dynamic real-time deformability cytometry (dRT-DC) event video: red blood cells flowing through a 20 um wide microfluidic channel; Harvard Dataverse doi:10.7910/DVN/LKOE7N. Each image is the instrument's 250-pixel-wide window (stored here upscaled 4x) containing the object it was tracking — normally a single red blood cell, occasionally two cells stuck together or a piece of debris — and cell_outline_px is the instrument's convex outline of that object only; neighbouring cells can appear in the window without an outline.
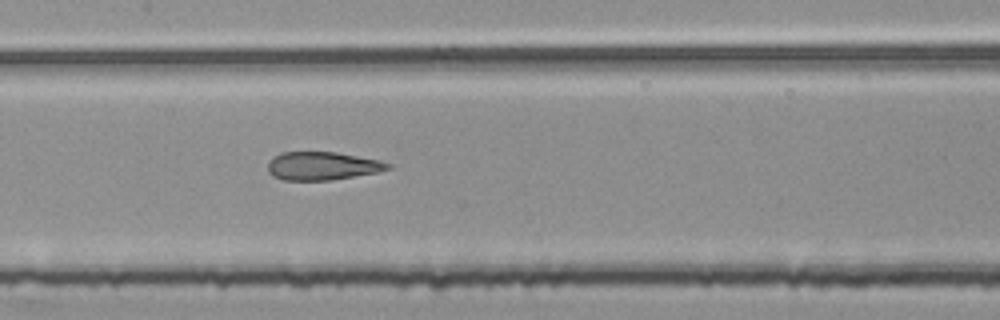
{"species": "common noctule bat (a hibernating species)", "species_latin": "Nyctalus noctula", "temperature_condition": "room temperature", "stored_images_in_passage": 54, "segment_of_instrument_passage": [2, 2], "camera_frame_rate_fps": 3000, "um_per_image_px": 0.085, "animal": {"sex": "female", "body_mass_g": 25.1}, "frame": {"image": 1, "passage_image": 26, "time_ms": 8.333, "image_size_px": [1000, 320], "cell_outline_px": [[392, 168], [376, 172], [328, 180], [284, 180], [272, 176], [268, 172], [268, 164], [272, 156], [280, 152], [336, 152], [380, 160], [392, 164]], "centroid_in_image_um": [27.37, 14.09], "position_along_channel_um": 180.0, "area_um2": 19.71}}
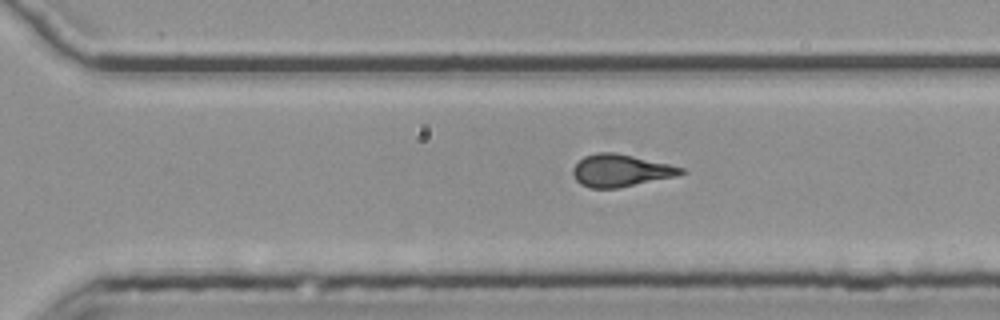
{"frame": {"image": 2, "passage_image": 37, "time_ms": 12.0, "image_size_px": [1000, 320], "cell_outline_px": [[688, 172], [676, 176], [616, 188], [588, 188], [580, 184], [576, 180], [572, 172], [572, 168], [584, 156], [596, 152], [616, 152], [668, 164], [684, 168]], "centroid_in_image_um": [52.74, 14.49], "position_along_channel_um": 317.9, "area_um2": 20.29}}
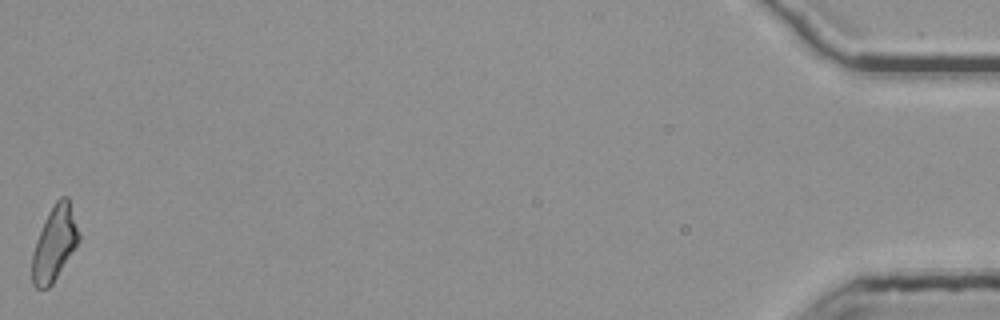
{"frame": {"image": 3, "passage_image": 54, "time_ms": 17.667, "image_size_px": [1000, 320], "cell_outline_px": [[80, 240], [52, 284], [48, 288], [36, 288], [32, 284], [32, 252], [36, 240], [44, 220], [48, 212], [56, 200], [60, 196], [68, 196], [80, 232]], "centroid_in_image_um": [4.63, 20.67], "position_along_channel_um": 430.6, "area_um2": 20.35}}